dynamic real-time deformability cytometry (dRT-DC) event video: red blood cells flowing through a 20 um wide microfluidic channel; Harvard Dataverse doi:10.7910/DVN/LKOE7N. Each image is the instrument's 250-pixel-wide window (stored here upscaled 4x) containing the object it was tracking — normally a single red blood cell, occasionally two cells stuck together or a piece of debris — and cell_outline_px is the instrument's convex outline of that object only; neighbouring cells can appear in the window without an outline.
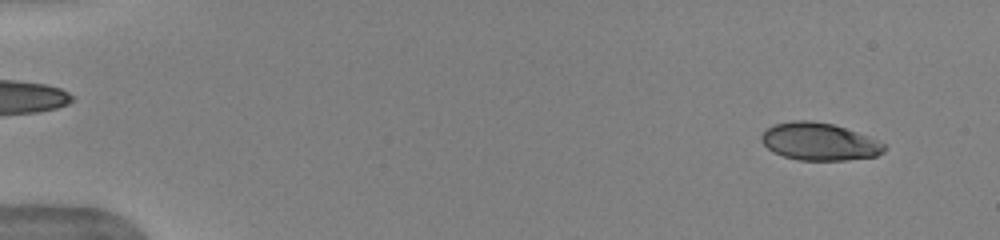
{"species": "human", "species_latin": "Homo sapiens", "temperature_condition": "warm", "stored_images_in_passage": 21, "camera_frame_rate_fps": 3000, "um_per_image_px": 0.085, "donor": {"sex": "female"}, "frame": {"image": 1, "passage_image": 4, "time_ms": 1.0, "image_size_px": [1000, 240], "cell_outline_px": [[884, 152], [876, 156], [844, 160], [800, 160], [784, 156], [772, 152], [760, 140], [760, 136], [764, 128], [772, 124], [792, 120], [812, 120], [832, 124], [868, 136], [884, 144]], "centroid_in_image_um": [69.56, 12.02], "position_along_channel_um": 15.4, "area_um2": 26.88}}
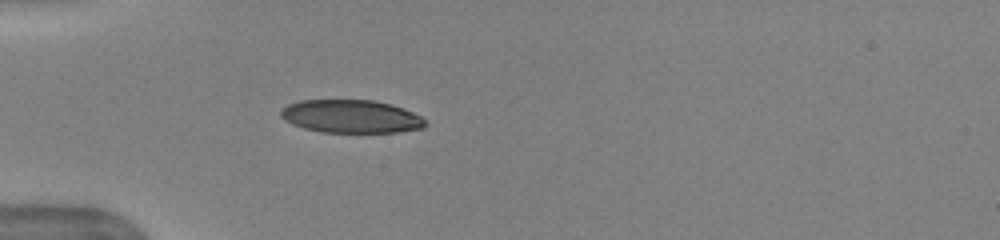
{"frame": {"image": 2, "passage_image": 14, "time_ms": 4.333, "image_size_px": [1000, 240], "cell_outline_px": [[428, 124], [424, 128], [400, 132], [320, 132], [304, 128], [292, 124], [284, 120], [280, 116], [280, 112], [288, 104], [300, 100], [372, 100], [392, 104], [404, 108], [420, 116]], "centroid_in_image_um": [29.85, 9.9], "position_along_channel_um": 55.1, "area_um2": 27.98}}
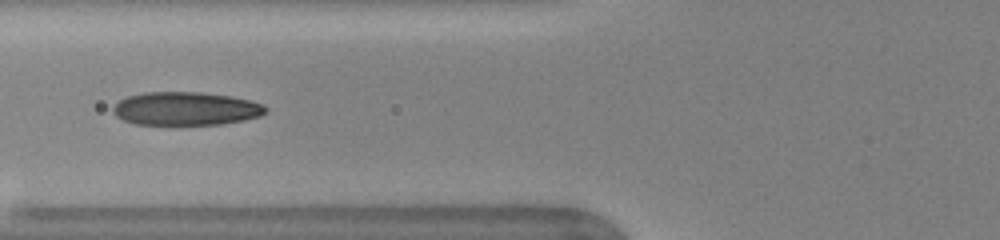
{"frame": {"image": 3, "passage_image": 19, "time_ms": 6.0, "image_size_px": [1000, 240], "cell_outline_px": [[268, 112], [260, 116], [244, 120], [220, 124], [176, 128], [136, 124], [124, 120], [116, 116], [112, 112], [112, 108], [120, 100], [128, 96], [144, 92], [200, 92], [232, 96], [252, 100], [264, 104], [268, 108]], "centroid_in_image_um": [15.81, 9.28], "position_along_channel_um": 110.0, "area_um2": 30.98}}